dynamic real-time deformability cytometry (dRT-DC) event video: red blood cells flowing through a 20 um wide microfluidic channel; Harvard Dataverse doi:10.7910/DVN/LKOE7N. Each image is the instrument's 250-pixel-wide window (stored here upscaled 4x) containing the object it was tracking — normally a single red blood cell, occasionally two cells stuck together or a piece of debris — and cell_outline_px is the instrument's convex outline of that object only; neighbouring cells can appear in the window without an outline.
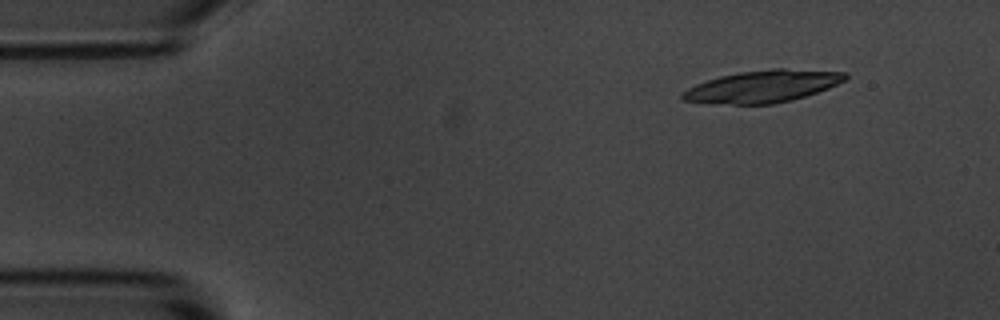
{"species": "common noctule bat (a hibernating species)", "species_latin": "Nyctalus noctula", "temperature_condition": "room temperature", "stored_images_in_passage": 14, "camera_frame_rate_fps": 3000, "um_per_image_px": 0.085, "animal": {"sex": "male", "body_mass_g": 20.1, "forearm_length_mm": 53.5}, "frame": {"image": 1, "passage_image": 3, "time_ms": 0.667, "image_size_px": [1000, 320], "cell_outline_px": [[848, 76], [844, 80], [828, 88], [792, 100], [772, 104], [712, 104], [684, 100], [680, 96], [680, 92], [696, 84], [720, 76], [740, 72], [772, 68], [784, 68], [848, 72]], "centroid_in_image_um": [64.81, 7.34], "position_along_channel_um": 20.2, "area_um2": 30.52}}